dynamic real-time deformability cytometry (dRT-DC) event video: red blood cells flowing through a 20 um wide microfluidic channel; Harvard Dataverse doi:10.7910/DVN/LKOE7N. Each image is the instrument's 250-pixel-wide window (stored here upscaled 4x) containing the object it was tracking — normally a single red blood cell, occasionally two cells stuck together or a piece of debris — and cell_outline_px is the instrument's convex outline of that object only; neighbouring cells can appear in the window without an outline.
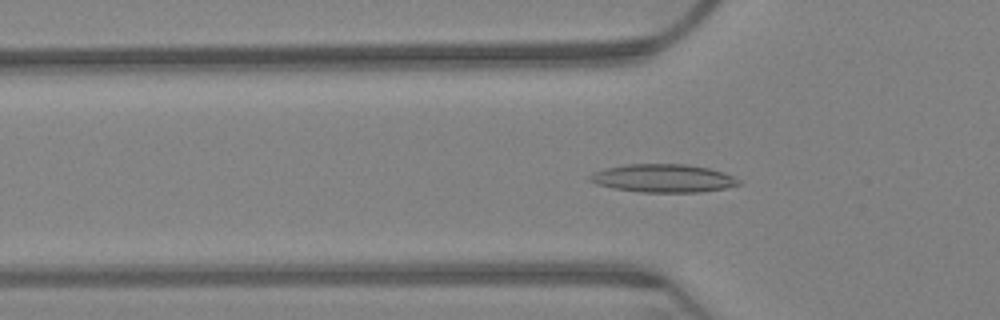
{"species": "Egyptian fruit bat (a non-hibernating species)", "species_latin": "Rousettus aegyptiacus", "temperature_condition": "warm", "stored_images_in_passage": 63, "camera_frame_rate_fps": 3000, "um_per_image_px": 0.085, "animal": {"sex": "female"}, "frame": {"image": 1, "passage_image": 19, "time_ms": 6.0, "image_size_px": [1000, 320], "cell_outline_px": [[740, 184], [724, 188], [700, 192], [640, 192], [612, 188], [596, 184], [588, 180], [588, 176], [592, 172], [604, 168], [628, 164], [684, 164], [708, 168], [724, 172], [740, 180]], "centroid_in_image_um": [56.32, 15.15], "position_along_channel_um": 69.5, "area_um2": 24.45}}
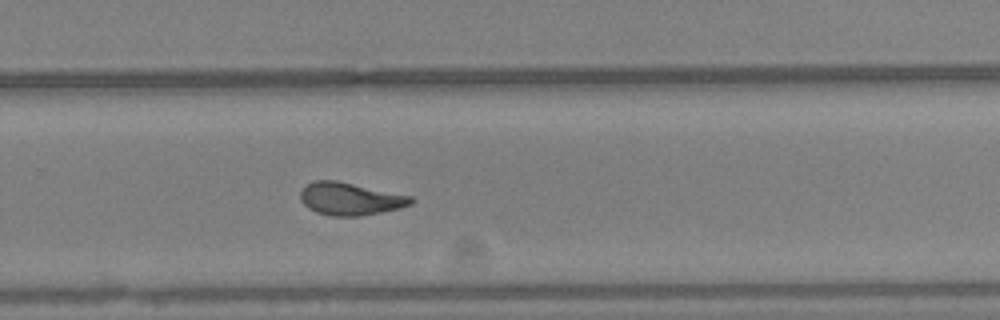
{"frame": {"image": 2, "passage_image": 41, "time_ms": 13.333, "image_size_px": [1000, 320], "cell_outline_px": [[416, 200], [412, 204], [400, 208], [360, 216], [332, 216], [316, 212], [308, 208], [300, 200], [300, 192], [312, 180], [336, 180], [412, 196]], "centroid_in_image_um": [29.77, 16.9], "position_along_channel_um": 300.0, "area_um2": 21.04}}
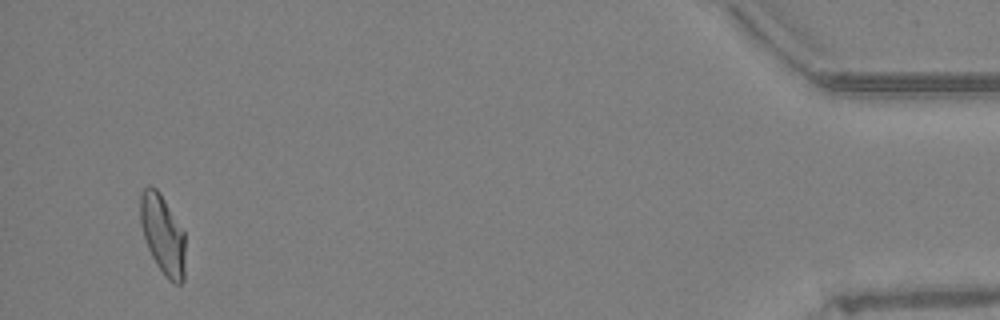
{"frame": {"image": 3, "passage_image": 60, "time_ms": 19.667, "image_size_px": [1000, 320], "cell_outline_px": [[184, 280], [180, 284], [176, 284], [168, 280], [164, 276], [156, 264], [148, 248], [140, 224], [140, 196], [144, 188], [148, 184], [152, 184], [160, 192], [184, 232]], "centroid_in_image_um": [13.82, 19.92], "position_along_channel_um": 421.4, "area_um2": 20.87}, "authors_computed_cell_mechanics": {"area_um2": 21.097, "velocity_mm_per_s": 3.1626, "shape_relaxation_time_tau1_ms": null, "shape_relaxation_time_tau2_ms": 1.494, "deformation_change_tau1": null, "deformation_change_tau2": 0.0827}}